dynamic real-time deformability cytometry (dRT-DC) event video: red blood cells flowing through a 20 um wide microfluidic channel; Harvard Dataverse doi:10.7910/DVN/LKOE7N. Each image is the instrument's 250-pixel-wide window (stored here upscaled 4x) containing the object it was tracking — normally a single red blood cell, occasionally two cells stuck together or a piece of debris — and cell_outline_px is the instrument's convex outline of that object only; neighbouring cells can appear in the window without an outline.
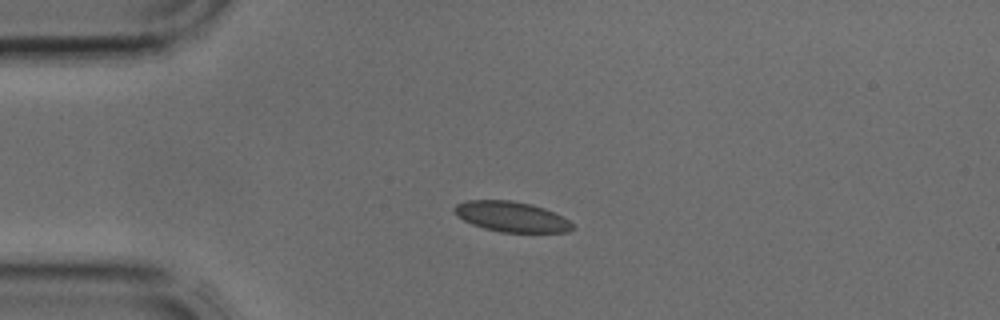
{"species": "common noctule bat (a hibernating species)", "species_latin": "Nyctalus noctula", "temperature_condition": "cold", "stored_images_in_passage": 2, "camera_frame_rate_fps": 3000, "um_per_image_px": 0.085, "animal": {"sex": "male", "body_mass_g": 17.9, "forearm_length_mm": 54.2}, "frame": {"image": 1, "passage_image": 2, "time_ms": 0.333, "image_size_px": [1000, 320], "cell_outline_px": [[576, 228], [568, 232], [500, 232], [484, 228], [472, 224], [456, 216], [452, 212], [452, 208], [456, 204], [468, 200], [512, 200], [532, 204], [544, 208], [568, 220]], "centroid_in_image_um": [43.43, 18.41], "position_along_channel_um": 41.6, "area_um2": 20.92}}